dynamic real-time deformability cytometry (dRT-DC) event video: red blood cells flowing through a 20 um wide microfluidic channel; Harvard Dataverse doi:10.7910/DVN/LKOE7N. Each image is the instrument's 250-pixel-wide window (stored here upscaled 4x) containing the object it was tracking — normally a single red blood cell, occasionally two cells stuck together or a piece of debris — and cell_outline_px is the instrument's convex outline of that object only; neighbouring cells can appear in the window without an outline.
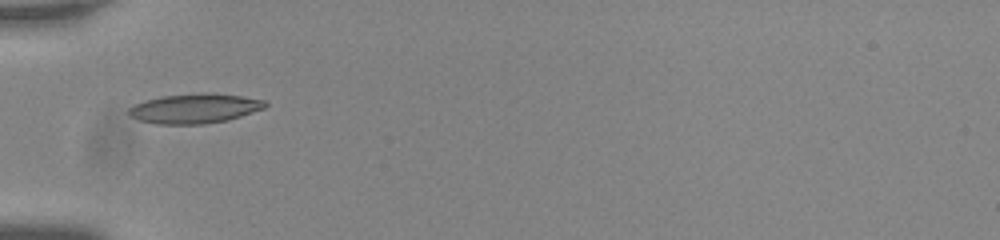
{"species": "common noctule bat (a hibernating species)", "species_latin": "Nyctalus noctula", "temperature_condition": "room temperature", "stored_images_in_passage": 37, "camera_frame_rate_fps": 3000, "um_per_image_px": 0.085, "animal": {"sex": "male", "body_mass_g": 20.0, "forearm_length_mm": 53.3}, "frame": {"image": 1, "passage_image": 1, "time_ms": 0.0, "image_size_px": [1000, 240], "cell_outline_px": [[268, 104], [264, 108], [228, 120], [204, 124], [156, 124], [140, 120], [132, 116], [128, 112], [128, 108], [144, 100], [164, 96], [240, 96], [264, 100]], "centroid_in_image_um": [16.51, 9.28], "position_along_channel_um": 68.5, "area_um2": 22.25}}
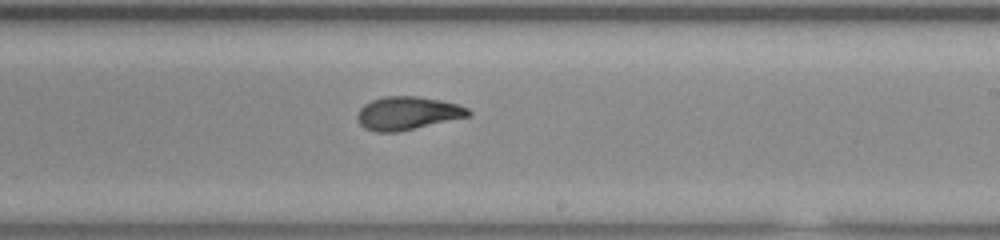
{"frame": {"image": 2, "passage_image": 16, "time_ms": 5.0, "image_size_px": [1000, 240], "cell_outline_px": [[472, 112], [468, 116], [396, 132], [376, 132], [364, 128], [360, 124], [356, 116], [360, 108], [364, 104], [372, 100], [384, 96], [416, 96], [440, 100], [456, 104], [468, 108]], "centroid_in_image_um": [34.59, 9.61], "position_along_channel_um": 254.4, "area_um2": 21.21}}
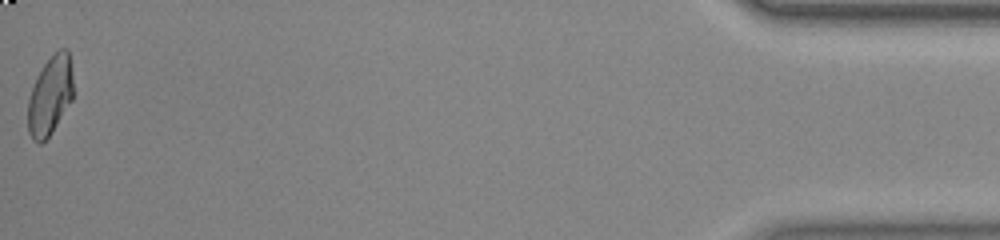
{"frame": {"image": 3, "passage_image": 37, "time_ms": 12.0, "image_size_px": [1000, 240], "cell_outline_px": [[72, 100], [52, 132], [40, 144], [32, 140], [28, 132], [28, 100], [36, 76], [44, 64], [60, 48], [68, 48], [72, 72]], "centroid_in_image_um": [4.25, 8.13], "position_along_channel_um": 430.9, "area_um2": 20.75}, "authors_computed_cell_mechanics": {"area_um2": 21.2704, "velocity_mm_per_s": 3.758, "shape_relaxation_time_tau1_ms": 6.7885, "shape_relaxation_time_tau2_ms": 1.4749, "deformation_change_tau1": 0.2091, "deformation_change_tau2": 0.0716}}